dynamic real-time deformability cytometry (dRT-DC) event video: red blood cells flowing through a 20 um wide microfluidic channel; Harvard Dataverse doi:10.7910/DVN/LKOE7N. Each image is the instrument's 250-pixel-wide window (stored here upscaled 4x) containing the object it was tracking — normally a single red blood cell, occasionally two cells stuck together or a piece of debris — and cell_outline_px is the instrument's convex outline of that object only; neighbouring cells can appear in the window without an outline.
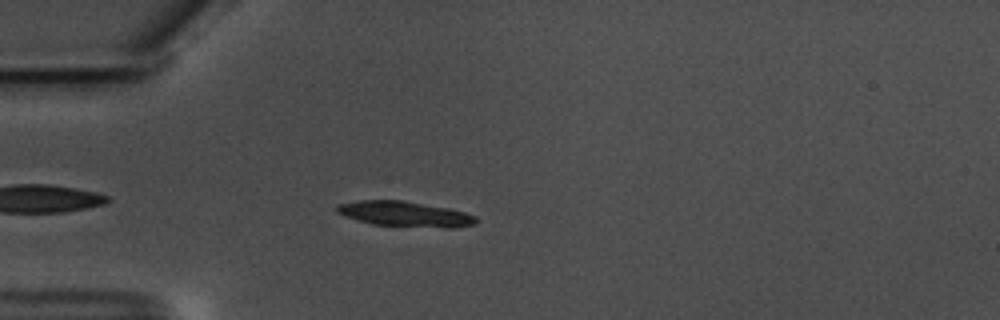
{"species": "common noctule bat (a hibernating species)", "species_latin": "Nyctalus noctula", "temperature_condition": "warm", "stored_images_in_passage": 46, "camera_frame_rate_fps": 3000, "um_per_image_px": 0.085, "animal": {"sex": "male", "body_mass_g": 17.5, "forearm_length_mm": 52.3}, "frame": {"image": 1, "passage_image": 5, "time_ms": 1.333, "image_size_px": [1000, 320], "cell_outline_px": [[480, 220], [476, 224], [452, 228], [444, 228], [372, 224], [344, 216], [336, 212], [336, 204], [360, 200], [404, 200], [452, 208], [476, 216]], "centroid_in_image_um": [34.46, 18.18], "position_along_channel_um": 50.5, "area_um2": 20.81}}
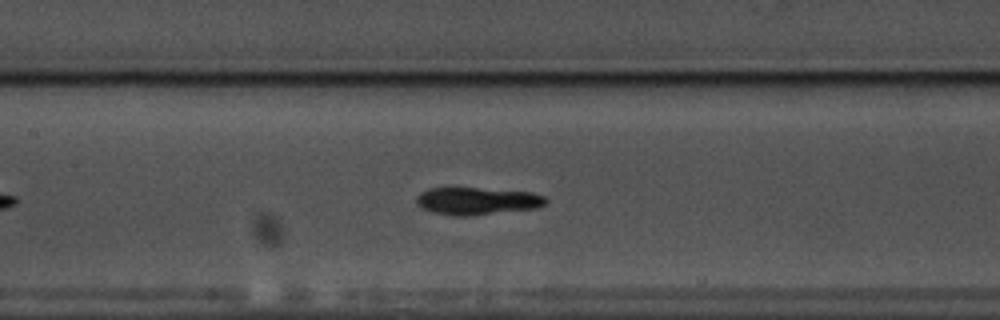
{"frame": {"image": 2, "passage_image": 16, "time_ms": 5.0, "image_size_px": [1000, 320], "cell_outline_px": [[548, 200], [544, 204], [536, 208], [472, 216], [452, 216], [432, 212], [420, 208], [416, 204], [416, 196], [420, 192], [428, 188], [476, 188], [532, 192], [544, 196]], "centroid_in_image_um": [40.5, 17.09], "position_along_channel_um": 166.9, "area_um2": 20.87}}
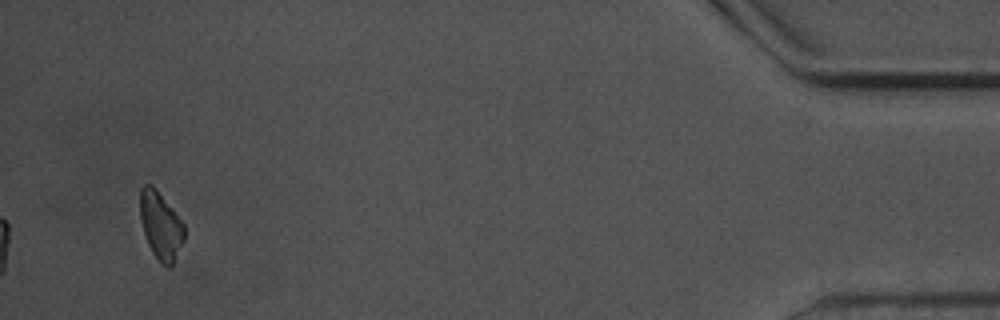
{"frame": {"image": 3, "passage_image": 44, "time_ms": 14.333, "image_size_px": [1000, 320], "cell_outline_px": [[184, 240], [172, 268], [168, 268], [160, 264], [152, 252], [148, 244], [144, 232], [140, 216], [140, 188], [144, 184], [152, 184], [156, 188], [184, 224]], "centroid_in_image_um": [13.66, 19.21], "position_along_channel_um": 421.5, "area_um2": 17.51}, "authors_computed_cell_mechanics": {"area_um2": 20.1722, "velocity_mm_per_s": 3.5413, "shape_relaxation_time_tau1_ms": 2.8648, "shape_relaxation_time_tau2_ms": 7.6304, "deformation_change_tau1": 0.1256, "deformation_change_tau2": 0.1205}}